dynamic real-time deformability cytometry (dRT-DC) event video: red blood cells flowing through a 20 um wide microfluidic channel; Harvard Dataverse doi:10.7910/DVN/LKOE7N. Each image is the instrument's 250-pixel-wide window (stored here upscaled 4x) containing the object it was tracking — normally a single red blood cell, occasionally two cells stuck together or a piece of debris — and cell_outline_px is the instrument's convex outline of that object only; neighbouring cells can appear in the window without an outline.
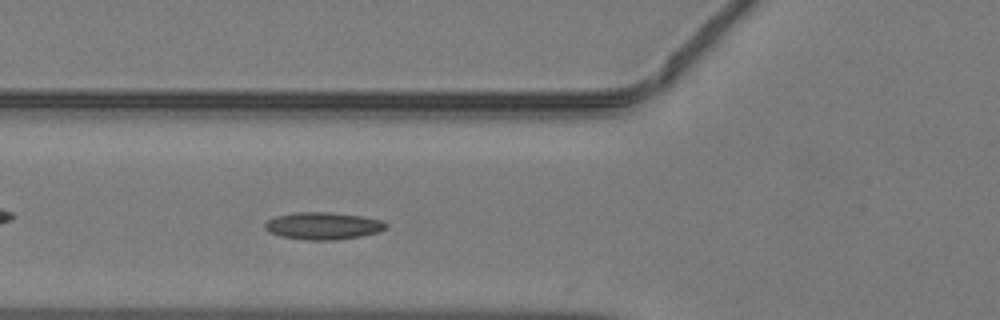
{"species": "common noctule bat (a hibernating species)", "species_latin": "Nyctalus noctula", "temperature_condition": "warm", "stored_images_in_passage": 5, "camera_frame_rate_fps": 3000, "um_per_image_px": 0.085, "animal": {"sex": "male", "body_mass_g": 19.2, "forearm_length_mm": 51.8}, "frame": {"image": 1, "passage_image": 4, "time_ms": 1.0, "image_size_px": [1000, 320], "cell_outline_px": [[388, 228], [380, 232], [360, 236], [336, 240], [304, 240], [280, 236], [268, 232], [264, 228], [264, 224], [268, 220], [276, 216], [292, 212], [332, 212], [360, 216], [380, 220], [388, 224]], "centroid_in_image_um": [27.45, 19.2], "position_along_channel_um": 98.4, "area_um2": 19.42}}